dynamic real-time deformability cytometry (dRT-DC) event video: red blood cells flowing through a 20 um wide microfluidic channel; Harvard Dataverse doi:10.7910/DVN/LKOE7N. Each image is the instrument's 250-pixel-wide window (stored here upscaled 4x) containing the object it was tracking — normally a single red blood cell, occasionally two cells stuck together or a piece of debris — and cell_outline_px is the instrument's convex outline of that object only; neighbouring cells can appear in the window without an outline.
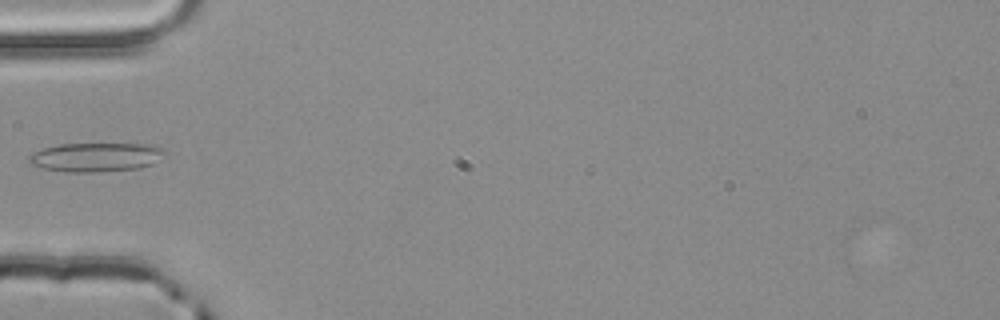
{"species": "common noctule bat (a hibernating species)", "species_latin": "Nyctalus noctula", "temperature_condition": "room temperature", "stored_images_in_passage": 3, "camera_frame_rate_fps": 3000, "um_per_image_px": 0.085, "animal": {"sex": "male", "body_mass_g": 20.4}, "frame": {"image": 1, "passage_image": 3, "time_ms": 0.667, "image_size_px": [1000, 320], "cell_outline_px": [[168, 156], [152, 164], [140, 168], [96, 172], [68, 172], [44, 168], [28, 164], [28, 156], [44, 148], [56, 144], [144, 144], [164, 148], [168, 152]], "centroid_in_image_um": [8.21, 13.36], "position_along_channel_um": 76.8, "area_um2": 23.18}}